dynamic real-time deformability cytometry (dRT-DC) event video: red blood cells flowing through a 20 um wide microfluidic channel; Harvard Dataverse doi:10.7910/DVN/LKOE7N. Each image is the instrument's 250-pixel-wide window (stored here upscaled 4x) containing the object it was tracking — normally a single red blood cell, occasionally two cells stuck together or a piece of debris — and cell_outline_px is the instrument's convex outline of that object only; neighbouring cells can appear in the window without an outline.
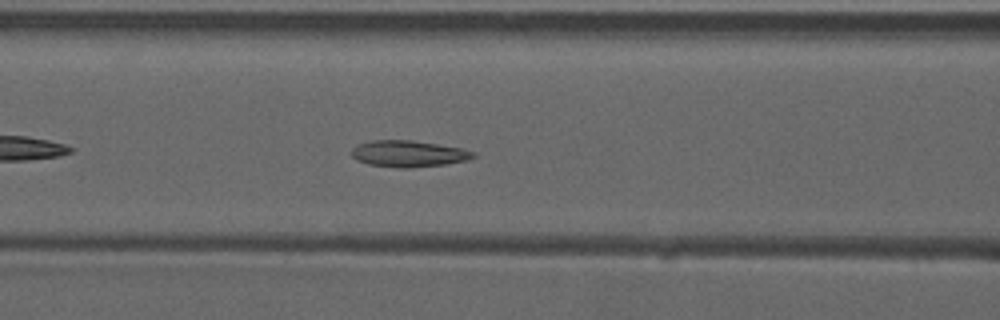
{"species": "common noctule bat (a hibernating species)", "species_latin": "Nyctalus noctula", "temperature_condition": "warm", "stored_images_in_passage": 36, "camera_frame_rate_fps": 3000, "um_per_image_px": 0.085, "animal": {"sex": "male", "forearm_length_mm": 52.5}, "frame": {"image": 1, "passage_image": 6, "time_ms": 1.667, "image_size_px": [1000, 320], "cell_outline_px": [[476, 156], [468, 160], [444, 164], [408, 168], [400, 168], [368, 164], [356, 160], [352, 156], [352, 148], [356, 144], [372, 140], [412, 140], [460, 148], [476, 152]], "centroid_in_image_um": [34.7, 13.06], "position_along_channel_um": 131.9, "area_um2": 18.73}}
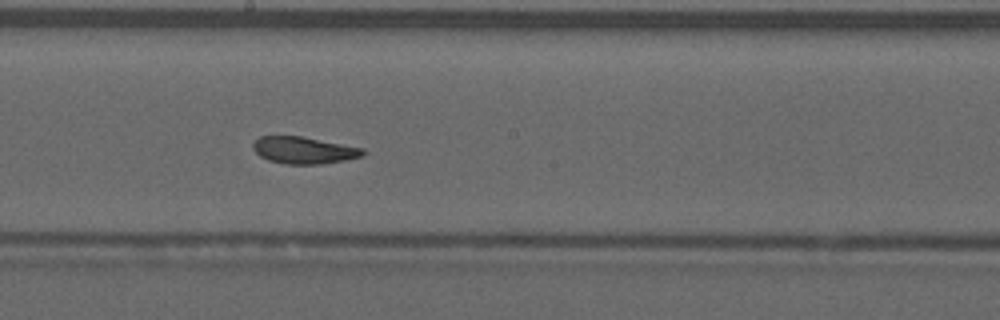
{"frame": {"image": 2, "passage_image": 13, "time_ms": 4.0, "image_size_px": [1000, 320], "cell_outline_px": [[364, 156], [344, 160], [320, 164], [288, 164], [268, 160], [260, 156], [252, 148], [252, 144], [260, 136], [300, 136], [364, 148]], "centroid_in_image_um": [25.82, 12.77], "position_along_channel_um": 222.4, "area_um2": 17.11}}
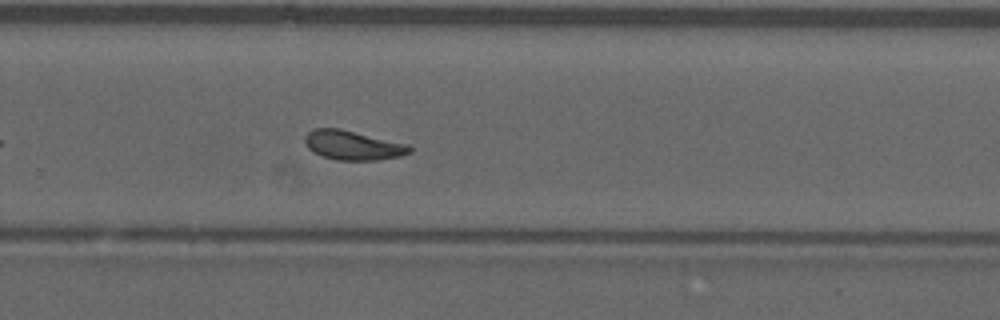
{"frame": {"image": 3, "passage_image": 19, "time_ms": 6.0, "image_size_px": [1000, 320], "cell_outline_px": [[412, 152], [400, 156], [376, 160], [336, 160], [312, 152], [308, 148], [304, 140], [304, 136], [312, 128], [340, 128], [408, 144], [412, 148]], "centroid_in_image_um": [29.98, 12.34], "position_along_channel_um": 299.8, "area_um2": 17.98}, "authors_computed_cell_mechanics": {"area_um2": 17.8891, "velocity_mm_per_s": 3.887, "shape_relaxation_time_tau1_ms": null, "shape_relaxation_time_tau2_ms": 2.2414, "deformation_change_tau1": null, "deformation_change_tau2": 0.0789}}